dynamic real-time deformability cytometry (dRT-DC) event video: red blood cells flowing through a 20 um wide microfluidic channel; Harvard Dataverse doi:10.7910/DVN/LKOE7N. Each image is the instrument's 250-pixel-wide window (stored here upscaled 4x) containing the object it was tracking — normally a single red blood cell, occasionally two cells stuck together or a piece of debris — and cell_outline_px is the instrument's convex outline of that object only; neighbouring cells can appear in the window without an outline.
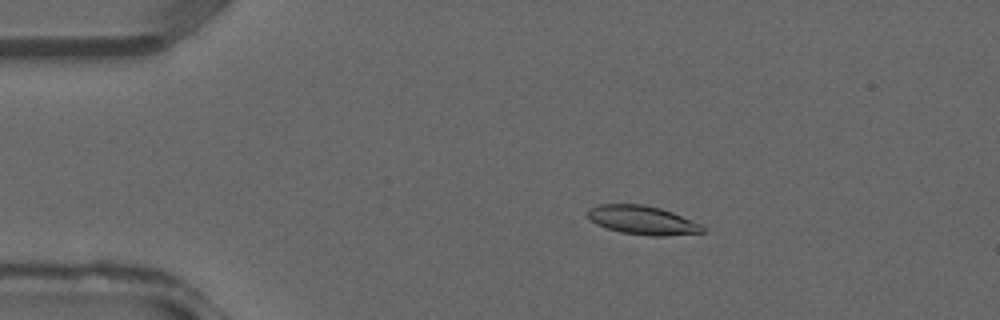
{"species": "common noctule bat (a hibernating species)", "species_latin": "Nyctalus noctula", "temperature_condition": "warm", "stored_images_in_passage": 36, "camera_frame_rate_fps": 3000, "um_per_image_px": 0.085, "animal": {"sex": "male", "forearm_length_mm": 52.5}, "frame": {"image": 1, "passage_image": 6, "time_ms": 1.667, "image_size_px": [1000, 320], "cell_outline_px": [[704, 232], [664, 236], [648, 236], [620, 232], [596, 224], [584, 212], [588, 208], [600, 204], [644, 204], [660, 208], [672, 212], [700, 224], [704, 228]], "centroid_in_image_um": [54.56, 18.71], "position_along_channel_um": 30.4, "area_um2": 19.25}}
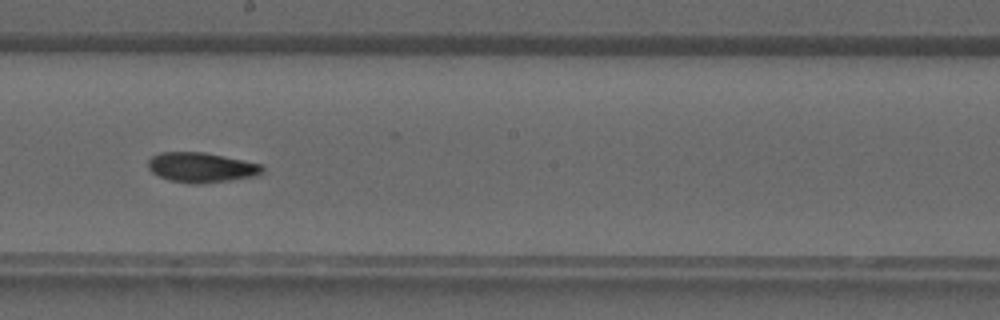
{"frame": {"image": 2, "passage_image": 20, "time_ms": 6.333, "image_size_px": [1000, 320], "cell_outline_px": [[264, 172], [256, 176], [232, 180], [196, 184], [192, 184], [168, 180], [152, 172], [148, 168], [148, 160], [152, 156], [160, 152], [204, 152], [264, 164]], "centroid_in_image_um": [17.15, 14.23], "position_along_channel_um": 231.1, "area_um2": 20.11}}
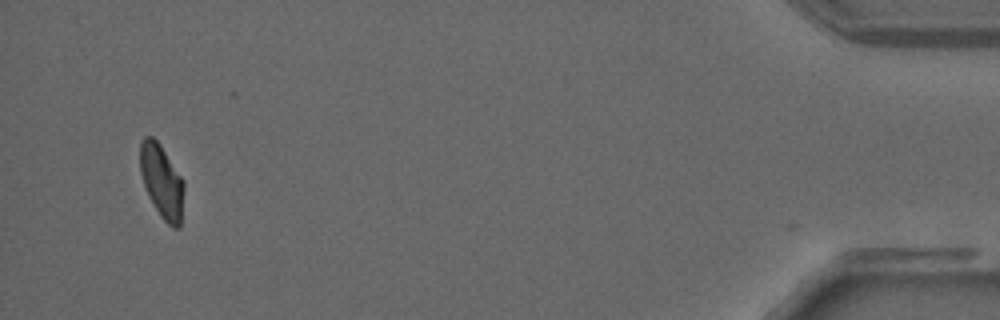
{"frame": {"image": 3, "passage_image": 35, "time_ms": 11.333, "image_size_px": [1000, 320], "cell_outline_px": [[184, 188], [180, 228], [172, 228], [160, 216], [148, 196], [140, 172], [140, 140], [144, 136], [152, 136], [160, 144], [184, 180]], "centroid_in_image_um": [13.75, 15.41], "position_along_channel_um": 421.5, "area_um2": 18.9}}